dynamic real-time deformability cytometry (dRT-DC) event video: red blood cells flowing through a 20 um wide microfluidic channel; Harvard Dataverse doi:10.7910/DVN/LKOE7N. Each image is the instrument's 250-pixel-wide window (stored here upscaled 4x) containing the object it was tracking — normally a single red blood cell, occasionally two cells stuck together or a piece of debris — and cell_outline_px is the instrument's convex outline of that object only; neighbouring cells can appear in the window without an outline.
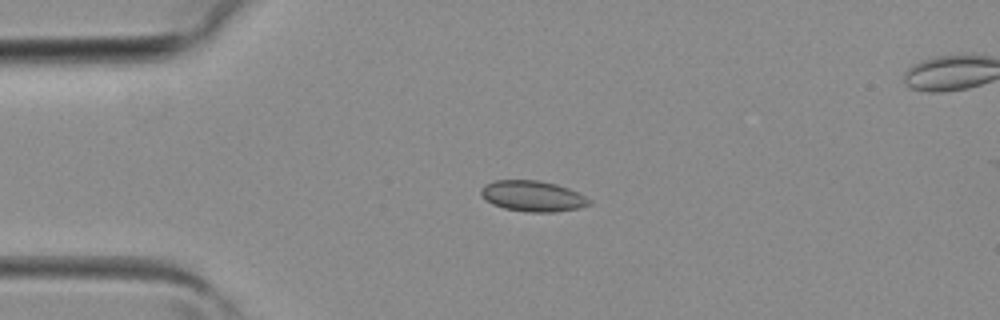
{"species": "common noctule bat (a hibernating species)", "species_latin": "Nyctalus noctula", "temperature_condition": "room temperature", "stored_images_in_passage": 3, "camera_frame_rate_fps": 3000, "um_per_image_px": 0.085, "animal": {"sex": "female", "body_mass_g": 19.3, "forearm_length_mm": 54.1}, "frame": {"image": 1, "passage_image": 2, "time_ms": 0.333, "image_size_px": [1000, 320], "cell_outline_px": [[592, 204], [580, 208], [552, 212], [528, 212], [504, 208], [492, 204], [480, 196], [480, 188], [484, 184], [496, 180], [540, 180], [556, 184], [568, 188], [592, 200]], "centroid_in_image_um": [45.26, 16.66], "position_along_channel_um": 39.7, "area_um2": 19.54}}